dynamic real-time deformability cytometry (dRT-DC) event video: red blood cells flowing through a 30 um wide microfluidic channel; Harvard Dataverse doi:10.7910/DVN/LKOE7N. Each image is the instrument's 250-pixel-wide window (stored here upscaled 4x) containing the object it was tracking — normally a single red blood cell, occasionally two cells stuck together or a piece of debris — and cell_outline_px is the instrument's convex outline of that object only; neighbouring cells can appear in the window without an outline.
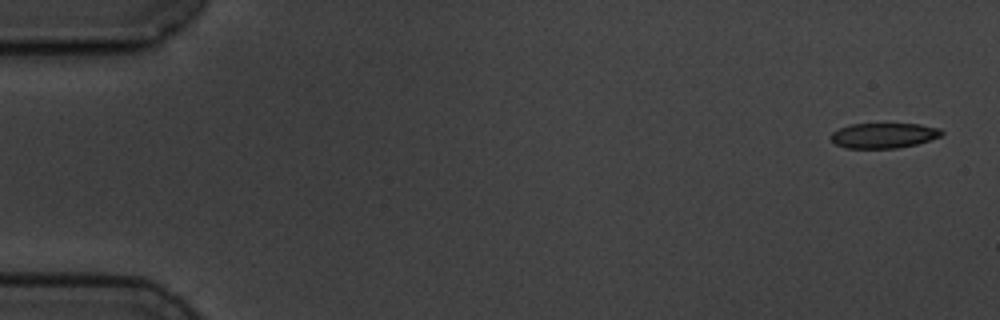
{"species": "common noctule bat (a hibernating species)", "species_latin": "Nyctalus noctula", "temperature_condition": "cold", "stored_images_in_passage": 6, "camera_frame_rate_fps": 3000, "um_per_image_px": 0.085, "animal": {"sex": "male", "body_mass_g": 19.5, "forearm_length_mm": 54.6}, "frame": {"image": 1, "passage_image": 1, "time_ms": 0.0, "image_size_px": [1000, 320], "cell_outline_px": [[944, 132], [940, 136], [916, 144], [896, 148], [844, 148], [836, 144], [828, 136], [832, 132], [840, 128], [852, 124], [920, 124], [940, 128]], "centroid_in_image_um": [75.09, 11.51], "position_along_channel_um": 9.9, "area_um2": 16.18}}
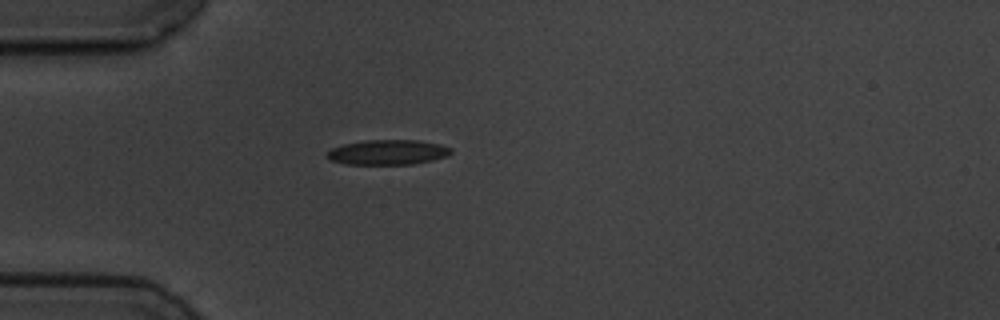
{"frame": {"image": 2, "passage_image": 5, "time_ms": 4.667, "image_size_px": [1000, 320], "cell_outline_px": [[452, 152], [448, 156], [432, 160], [412, 164], [344, 164], [328, 160], [324, 156], [332, 148], [344, 144], [368, 140], [420, 140], [440, 144], [452, 148]], "centroid_in_image_um": [32.96, 12.94], "position_along_channel_um": 52.0, "area_um2": 18.15}}